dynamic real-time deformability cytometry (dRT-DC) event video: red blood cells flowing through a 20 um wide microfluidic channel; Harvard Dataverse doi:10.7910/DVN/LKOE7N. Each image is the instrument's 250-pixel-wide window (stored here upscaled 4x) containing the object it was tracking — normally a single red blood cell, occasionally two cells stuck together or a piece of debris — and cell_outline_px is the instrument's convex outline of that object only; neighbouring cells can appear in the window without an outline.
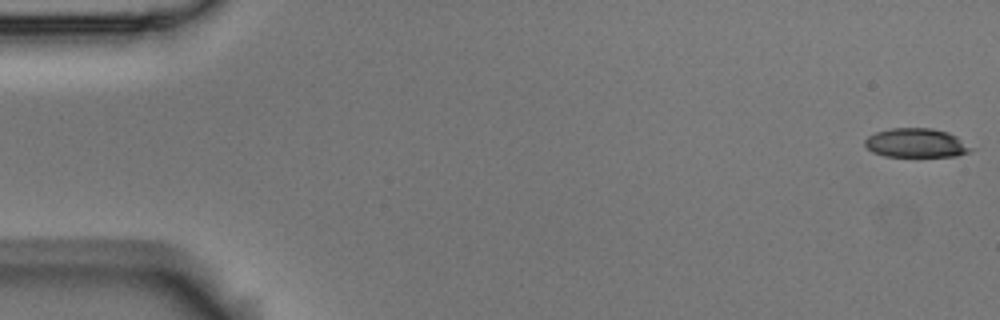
{"species": "Egyptian fruit bat (a non-hibernating species)", "species_latin": "Rousettus aegyptiacus", "temperature_condition": "room temperature", "stored_images_in_passage": 8, "camera_frame_rate_fps": 3000, "um_per_image_px": 0.085, "animal": {"sex": "male"}, "frame": {"image": 1, "passage_image": 1, "time_ms": 0.0, "image_size_px": [1000, 320], "cell_outline_px": [[976, 148], [968, 152], [956, 156], [884, 156], [872, 152], [864, 144], [864, 140], [868, 136], [876, 132], [892, 128], [932, 128], [948, 132], [956, 136]], "centroid_in_image_um": [77.89, 12.15], "position_along_channel_um": 7.1, "area_um2": 18.03}}
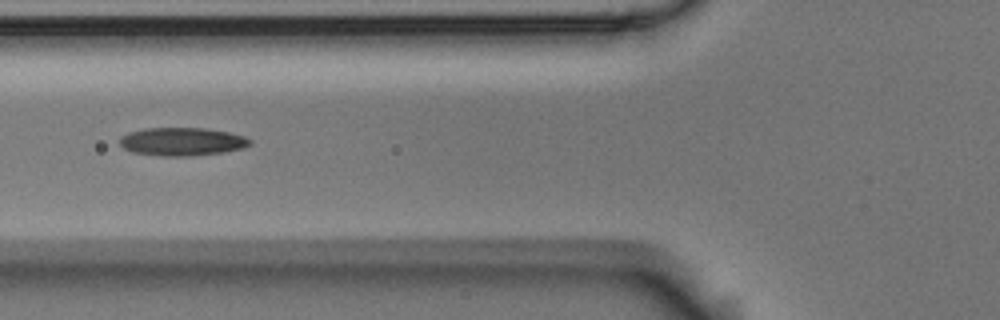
{"frame": {"image": 2, "passage_image": 6, "time_ms": 1.667, "image_size_px": [1000, 320], "cell_outline_px": [[252, 144], [244, 148], [224, 152], [188, 156], [160, 156], [132, 152], [124, 148], [120, 144], [120, 136], [128, 132], [144, 128], [204, 128], [228, 132], [244, 136], [252, 140]], "centroid_in_image_um": [15.48, 12.03], "position_along_channel_um": 110.3, "area_um2": 21.5}}
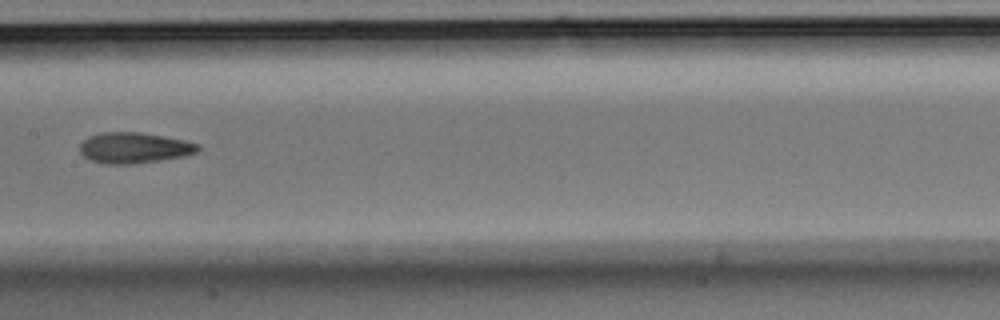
{"frame": {"image": 3, "passage_image": 8, "time_ms": 2.333, "image_size_px": [1000, 320], "cell_outline_px": [[200, 148], [196, 152], [184, 156], [160, 160], [132, 164], [104, 164], [88, 160], [80, 152], [80, 144], [88, 136], [104, 132], [140, 132], [184, 140], [200, 144]], "centroid_in_image_um": [11.38, 12.57], "position_along_channel_um": 196.0, "area_um2": 21.21}}